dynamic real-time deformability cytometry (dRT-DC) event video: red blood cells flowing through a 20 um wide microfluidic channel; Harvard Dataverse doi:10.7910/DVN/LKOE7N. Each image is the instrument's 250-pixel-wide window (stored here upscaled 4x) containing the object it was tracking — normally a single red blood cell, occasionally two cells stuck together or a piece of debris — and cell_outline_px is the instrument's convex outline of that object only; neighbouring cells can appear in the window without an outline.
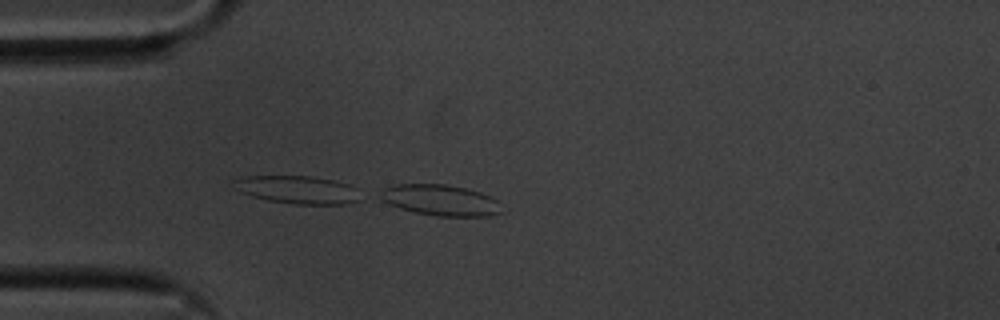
{"species": "common noctule bat (a hibernating species)", "species_latin": "Nyctalus noctula", "temperature_condition": "cold", "stored_images_in_passage": 13, "camera_frame_rate_fps": 3000, "um_per_image_px": 0.085, "animal": {"sex": "male", "body_mass_g": 20.1, "forearm_length_mm": 53.5}, "frame": {"image": 1, "passage_image": 13, "time_ms": 4.0, "image_size_px": [1000, 320], "cell_outline_px": [[504, 212], [488, 216], [436, 216], [416, 212], [400, 208], [388, 204], [380, 200], [380, 192], [384, 188], [396, 184], [444, 184], [464, 188], [480, 192], [492, 196], [496, 200]], "centroid_in_image_um": [37.44, 17.01], "position_along_channel_um": 47.6, "area_um2": 21.91}}